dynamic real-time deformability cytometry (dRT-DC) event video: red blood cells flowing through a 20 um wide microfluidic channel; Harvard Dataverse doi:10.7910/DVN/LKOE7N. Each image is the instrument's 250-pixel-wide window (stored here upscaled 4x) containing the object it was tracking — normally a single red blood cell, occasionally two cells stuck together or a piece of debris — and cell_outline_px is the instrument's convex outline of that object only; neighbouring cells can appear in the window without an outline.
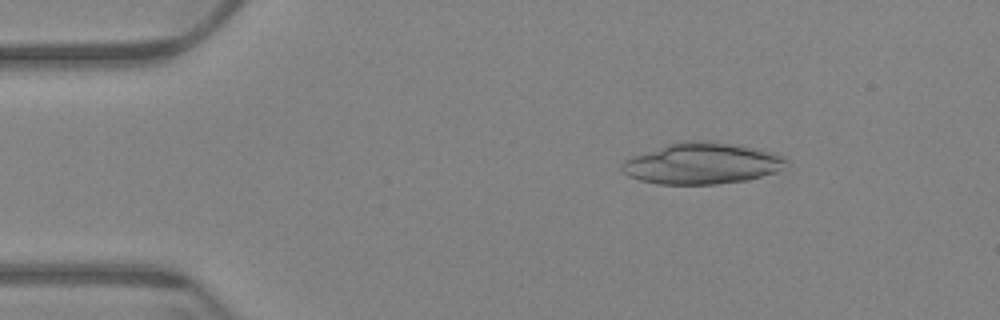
{"species": "Egyptian fruit bat (a non-hibernating species)", "species_latin": "Rousettus aegyptiacus", "temperature_condition": "warm", "stored_images_in_passage": 59, "camera_frame_rate_fps": 3000, "um_per_image_px": 0.085, "animal": {"sex": "female"}, "frame": {"image": 1, "passage_image": 9, "time_ms": 2.667, "image_size_px": [1000, 320], "cell_outline_px": [[788, 160], [776, 172], [748, 180], [716, 184], [656, 184], [640, 180], [628, 176], [620, 168], [624, 160], [632, 156], [668, 144], [688, 140], [724, 144], [772, 152], [784, 156]], "centroid_in_image_um": [59.61, 13.92], "position_along_channel_um": 25.4, "area_um2": 38.67}}